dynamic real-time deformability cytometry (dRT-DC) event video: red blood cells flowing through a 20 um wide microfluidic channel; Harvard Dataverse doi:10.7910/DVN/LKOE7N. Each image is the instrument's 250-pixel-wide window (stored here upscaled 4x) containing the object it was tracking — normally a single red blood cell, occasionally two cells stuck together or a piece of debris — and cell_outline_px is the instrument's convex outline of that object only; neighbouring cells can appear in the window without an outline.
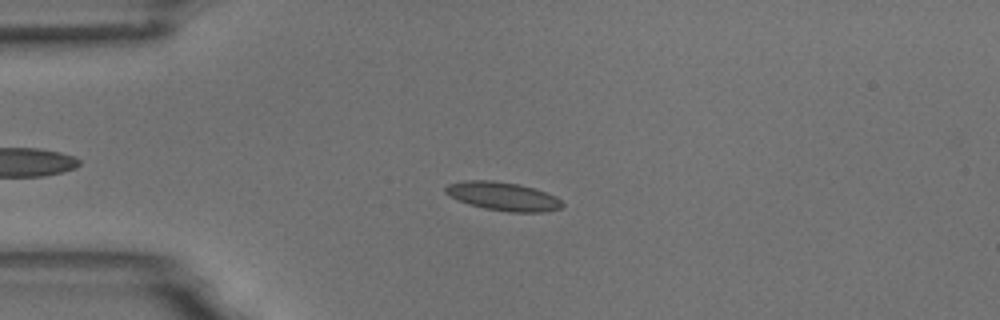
{"species": "common noctule bat (a hibernating species)", "species_latin": "Nyctalus noctula", "temperature_condition": "room temperature", "stored_images_in_passage": 46, "camera_frame_rate_fps": 3000, "um_per_image_px": 0.085, "animal": {"sex": "male", "body_mass_g": 18.8}, "frame": {"image": 1, "passage_image": 5, "time_ms": 1.333, "image_size_px": [1000, 320], "cell_outline_px": [[564, 204], [560, 208], [544, 212], [508, 212], [484, 208], [468, 204], [444, 192], [444, 188], [448, 184], [464, 180], [492, 180], [520, 184], [556, 196]], "centroid_in_image_um": [42.75, 16.68], "position_along_channel_um": 42.3, "area_um2": 19.31}}
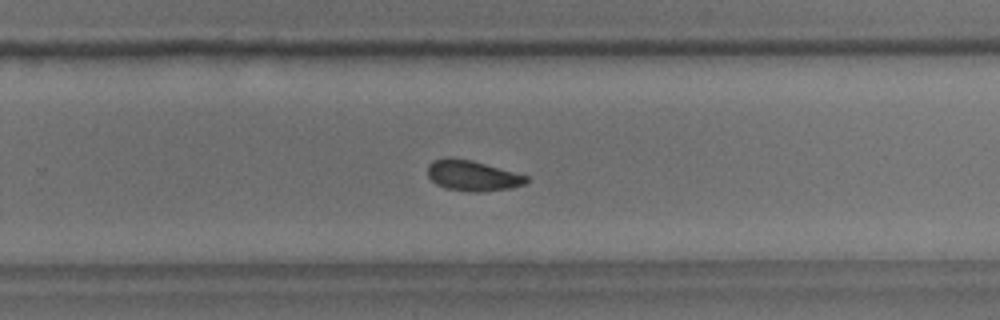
{"frame": {"image": 2, "passage_image": 27, "time_ms": 8.667, "image_size_px": [1000, 320], "cell_outline_px": [[528, 180], [524, 184], [508, 188], [476, 192], [472, 192], [448, 188], [436, 184], [428, 176], [428, 164], [432, 160], [444, 156], [452, 156], [472, 160], [528, 176]], "centroid_in_image_um": [40.1, 14.89], "position_along_channel_um": 289.7, "area_um2": 17.51}}
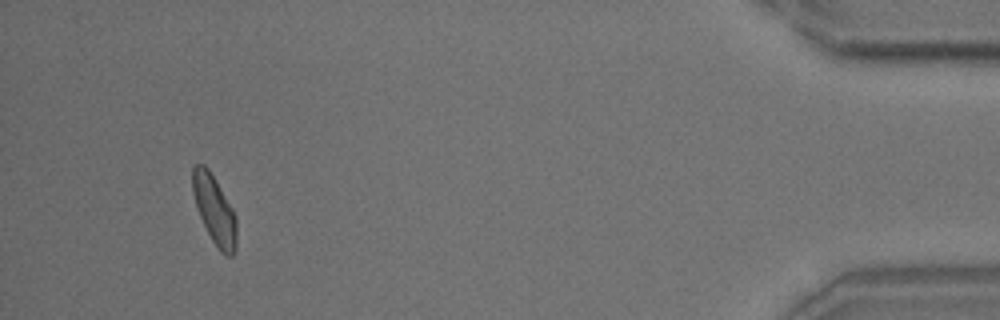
{"frame": {"image": 3, "passage_image": 43, "time_ms": 14.0, "image_size_px": [1000, 320], "cell_outline_px": [[236, 248], [232, 256], [228, 256], [220, 252], [212, 240], [196, 208], [192, 192], [192, 164], [204, 164], [208, 168], [232, 208], [236, 216]], "centroid_in_image_um": [18.21, 17.82], "position_along_channel_um": 417.0, "area_um2": 17.51}, "authors_computed_cell_mechanics": {"area_um2": 17.629, "velocity_mm_per_s": 3.6889, "shape_relaxation_time_tau1_ms": 4.4769, "shape_relaxation_time_tau2_ms": 3.2973, "deformation_change_tau1": 0.1291, "deformation_change_tau2": 0.0934}}